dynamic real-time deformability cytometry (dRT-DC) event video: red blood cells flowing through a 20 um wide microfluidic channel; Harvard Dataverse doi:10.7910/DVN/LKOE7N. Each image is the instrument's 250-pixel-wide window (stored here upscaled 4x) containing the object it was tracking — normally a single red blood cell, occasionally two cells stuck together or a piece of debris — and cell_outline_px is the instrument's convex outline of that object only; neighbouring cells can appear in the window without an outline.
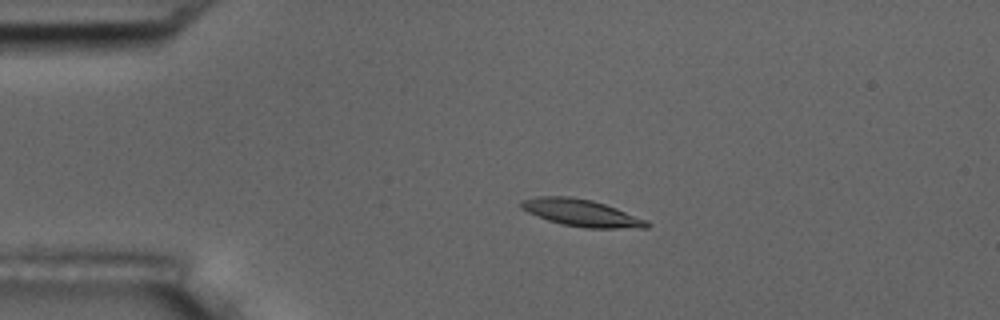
{"species": "common noctule bat (a hibernating species)", "species_latin": "Nyctalus noctula", "temperature_condition": "room temperature", "stored_images_in_passage": 5, "camera_frame_rate_fps": 3000, "um_per_image_px": 0.085, "animal": {"sex": "male", "body_mass_g": 17.5, "forearm_length_mm": 52.3}, "frame": {"image": 1, "passage_image": 4, "time_ms": 3.333, "image_size_px": [1000, 320], "cell_outline_px": [[652, 224], [648, 228], [584, 228], [564, 224], [548, 220], [528, 212], [520, 208], [520, 200], [540, 196], [572, 196], [592, 200], [616, 208], [648, 220]], "centroid_in_image_um": [49.44, 18.09], "position_along_channel_um": 35.6, "area_um2": 19.83}}